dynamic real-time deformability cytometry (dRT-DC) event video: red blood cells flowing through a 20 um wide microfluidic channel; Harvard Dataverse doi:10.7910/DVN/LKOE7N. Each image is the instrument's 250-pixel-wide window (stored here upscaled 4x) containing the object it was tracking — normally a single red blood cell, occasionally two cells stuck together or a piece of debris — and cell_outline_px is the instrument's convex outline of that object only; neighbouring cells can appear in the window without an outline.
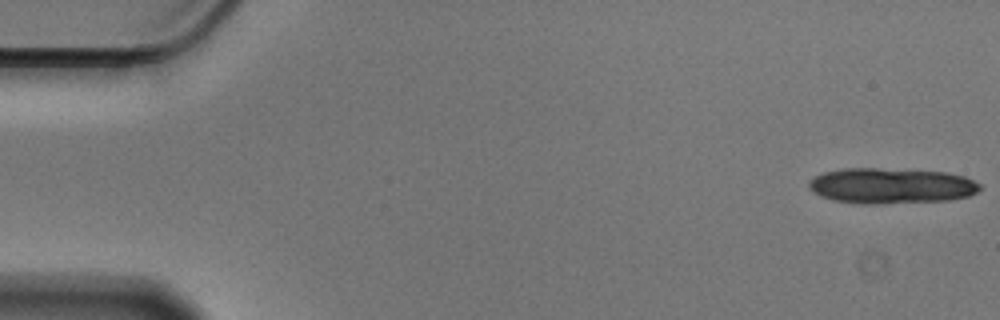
{"species": "Egyptian fruit bat (a non-hibernating species)", "species_latin": "Rousettus aegyptiacus", "temperature_condition": "cold", "stored_images_in_passage": 14, "camera_frame_rate_fps": 3000, "um_per_image_px": 0.085, "animal": {"sex": "male"}, "frame": {"image": 1, "passage_image": 1, "time_ms": 0.0, "image_size_px": [1000, 320], "cell_outline_px": [[980, 188], [976, 192], [968, 196], [948, 200], [872, 204], [864, 204], [832, 200], [820, 196], [808, 188], [808, 180], [824, 172], [840, 168], [876, 168], [948, 172], [964, 176], [980, 184]], "centroid_in_image_um": [75.7, 15.79], "position_along_channel_um": 9.3, "area_um2": 35.49}}